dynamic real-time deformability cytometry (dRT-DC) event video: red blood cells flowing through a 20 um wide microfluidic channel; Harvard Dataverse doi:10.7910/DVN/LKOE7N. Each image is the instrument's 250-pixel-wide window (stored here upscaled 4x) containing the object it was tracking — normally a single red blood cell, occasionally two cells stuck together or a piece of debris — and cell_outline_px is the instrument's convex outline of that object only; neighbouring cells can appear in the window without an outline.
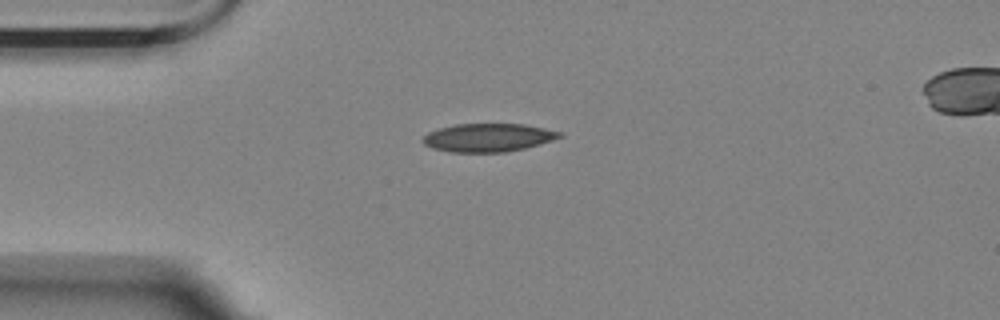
{"species": "Egyptian fruit bat (a non-hibernating species)", "species_latin": "Rousettus aegyptiacus", "temperature_condition": "room temperature", "stored_images_in_passage": 5, "camera_frame_rate_fps": 3000, "um_per_image_px": 0.085, "animal": {"sex": "female"}, "frame": {"image": 1, "passage_image": 1, "time_ms": 0.0, "image_size_px": [1000, 320], "cell_outline_px": [[564, 136], [540, 144], [524, 148], [504, 152], [448, 152], [432, 148], [424, 144], [420, 140], [428, 132], [440, 128], [456, 124], [524, 124], [564, 132]], "centroid_in_image_um": [41.49, 11.69], "position_along_channel_um": 43.5, "area_um2": 22.6}}
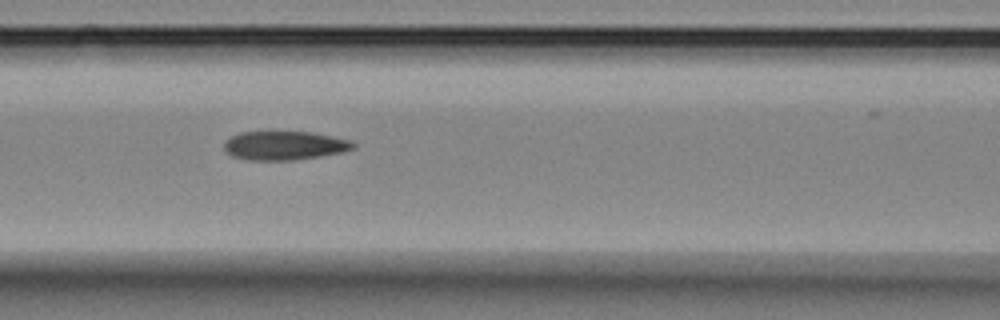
{"frame": {"image": 2, "passage_image": 4, "time_ms": 3.333, "image_size_px": [1000, 320], "cell_outline_px": [[356, 148], [344, 152], [296, 160], [248, 160], [232, 156], [224, 152], [224, 140], [240, 132], [312, 132], [332, 136], [348, 140], [356, 144]], "centroid_in_image_um": [24.16, 12.38], "position_along_channel_um": 142.4, "area_um2": 21.85}}
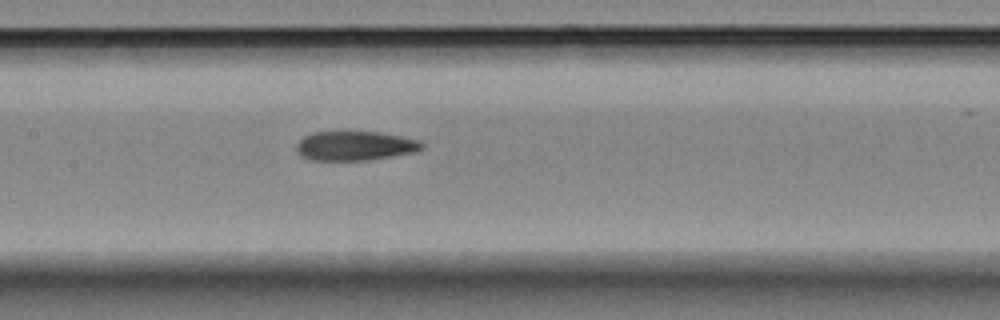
{"frame": {"image": 3, "passage_image": 5, "time_ms": 4.333, "image_size_px": [1000, 320], "cell_outline_px": [[424, 148], [416, 152], [392, 156], [364, 160], [312, 160], [296, 152], [296, 144], [304, 136], [312, 132], [380, 132], [420, 140], [424, 144]], "centroid_in_image_um": [30.2, 12.39], "position_along_channel_um": 177.2, "area_um2": 21.39}}